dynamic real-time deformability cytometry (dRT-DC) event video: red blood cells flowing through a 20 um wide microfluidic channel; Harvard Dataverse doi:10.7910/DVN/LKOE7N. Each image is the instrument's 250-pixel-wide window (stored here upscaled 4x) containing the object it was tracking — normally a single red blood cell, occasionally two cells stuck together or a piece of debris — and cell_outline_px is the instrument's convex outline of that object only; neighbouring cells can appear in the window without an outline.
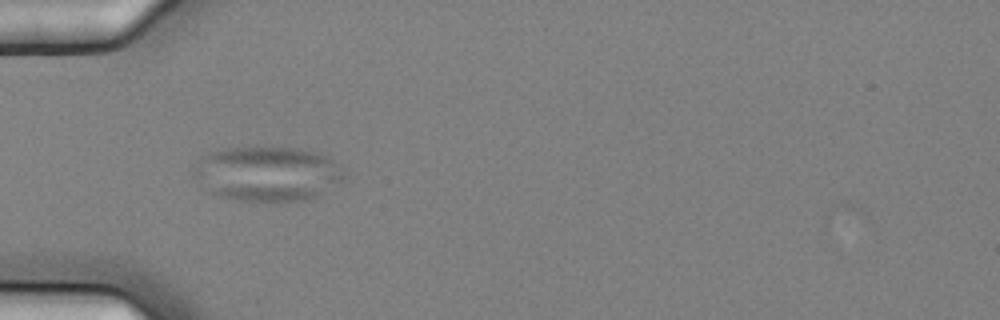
{"species": "common noctule bat (a hibernating species)", "species_latin": "Nyctalus noctula", "temperature_condition": "cold", "stored_images_in_passage": 2, "camera_frame_rate_fps": 3000, "um_per_image_px": 0.085, "animal": {"sex": "female", "body_mass_g": 25.1}, "frame": {"image": 1, "passage_image": 1, "time_ms": 0.0, "image_size_px": [1000, 320], "cell_outline_px": [[344, 176], [340, 180], [320, 196], [308, 200], [240, 200], [220, 196], [200, 188], [192, 172], [192, 168], [196, 160], [200, 156], [224, 148], [300, 148], [316, 152], [332, 160]], "centroid_in_image_um": [22.62, 14.77], "position_along_channel_um": 62.4, "area_um2": 47.63}}
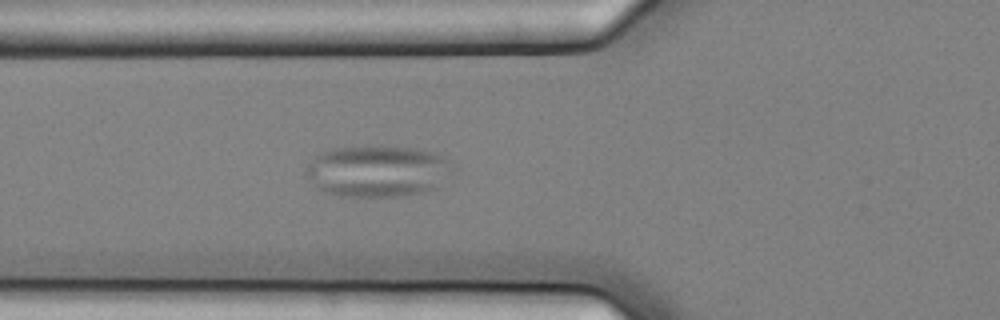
{"frame": {"image": 2, "passage_image": 2, "time_ms": 0.333, "image_size_px": [1000, 320], "cell_outline_px": [[456, 168], [436, 188], [424, 192], [400, 196], [340, 196], [324, 192], [316, 188], [308, 176], [308, 164], [320, 152], [328, 148], [416, 148], [436, 152], [444, 156]], "centroid_in_image_um": [32.14, 14.56], "position_along_channel_um": 93.7, "area_um2": 43.64}}